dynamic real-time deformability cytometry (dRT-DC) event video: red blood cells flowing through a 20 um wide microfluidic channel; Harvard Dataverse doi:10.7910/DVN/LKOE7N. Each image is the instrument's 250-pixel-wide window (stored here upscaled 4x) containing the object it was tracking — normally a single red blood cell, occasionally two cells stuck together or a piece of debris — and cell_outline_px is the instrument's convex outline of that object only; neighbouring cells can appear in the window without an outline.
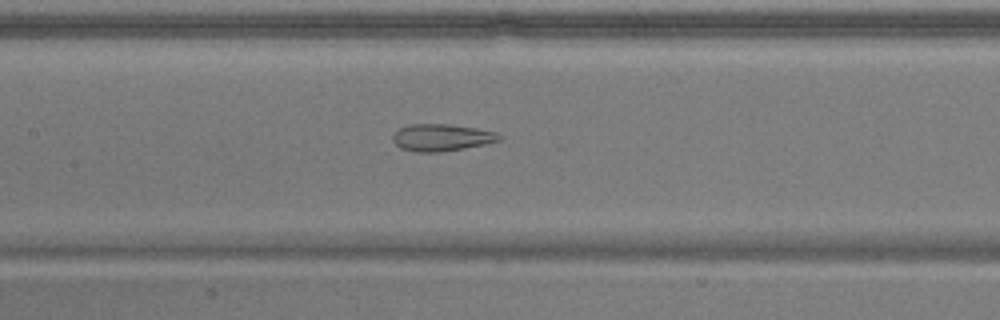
{"species": "common noctule bat (a hibernating species)", "species_latin": "Nyctalus noctula", "temperature_condition": "warm", "stored_images_in_passage": 53, "camera_frame_rate_fps": 3000, "um_per_image_px": 0.085, "animal": {"sex": "male", "body_mass_g": 17.9}, "frame": {"image": 1, "passage_image": 24, "time_ms": 7.667, "image_size_px": [1000, 320], "cell_outline_px": [[504, 136], [500, 140], [484, 144], [464, 148], [436, 152], [416, 152], [400, 148], [392, 140], [392, 136], [400, 128], [408, 124], [448, 124], [476, 128], [496, 132]], "centroid_in_image_um": [37.53, 11.68], "position_along_channel_um": 169.9, "area_um2": 16.7}}
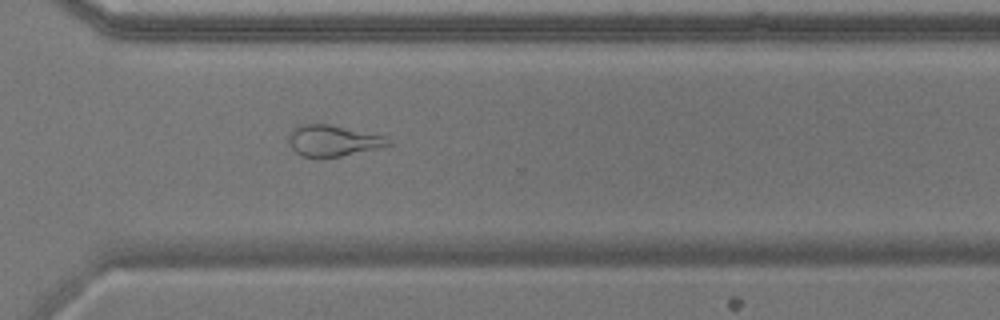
{"frame": {"image": 2, "passage_image": 38, "time_ms": 12.333, "image_size_px": [1000, 320], "cell_outline_px": [[392, 144], [340, 156], [304, 156], [296, 152], [292, 148], [288, 140], [288, 136], [292, 128], [296, 124], [328, 124], [384, 136], [392, 140]], "centroid_in_image_um": [28.25, 11.93], "position_along_channel_um": 342.3, "area_um2": 17.63}}
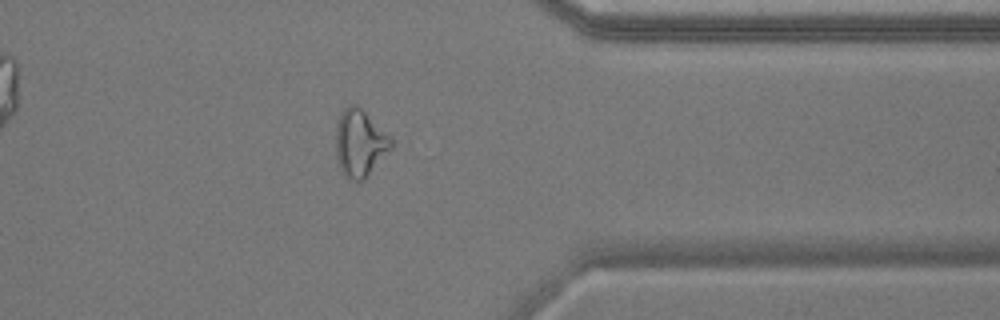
{"frame": {"image": 3, "passage_image": 42, "time_ms": 13.667, "image_size_px": [1000, 320], "cell_outline_px": [[392, 148], [368, 176], [364, 180], [352, 180], [344, 176], [340, 168], [336, 156], [336, 120], [340, 112], [348, 104], [356, 104], [392, 136]], "centroid_in_image_um": [30.59, 12.14], "position_along_channel_um": 380.8, "area_um2": 21.96}, "authors_computed_cell_mechanics": {"area_um2": 21.9062, "velocity_mm_per_s": 3.7098, "shape_relaxation_time_tau1_ms": null, "shape_relaxation_time_tau2_ms": 2.6293, "deformation_change_tau1": null, "deformation_change_tau2": 0.1349}}